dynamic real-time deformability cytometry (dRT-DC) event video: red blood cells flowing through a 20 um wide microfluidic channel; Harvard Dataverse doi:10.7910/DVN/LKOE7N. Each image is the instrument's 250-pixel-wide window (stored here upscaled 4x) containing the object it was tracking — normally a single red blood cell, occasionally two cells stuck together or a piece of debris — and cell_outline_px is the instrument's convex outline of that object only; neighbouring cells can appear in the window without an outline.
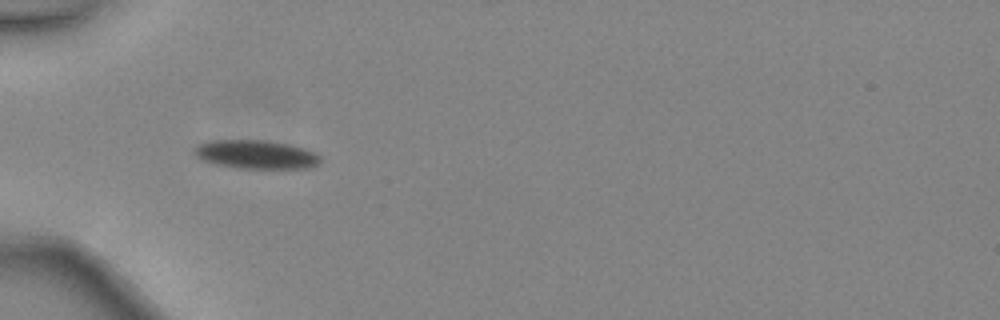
{"species": "common noctule bat (a hibernating species)", "species_latin": "Nyctalus noctula", "temperature_condition": "warm", "stored_images_in_passage": 31, "camera_frame_rate_fps": 3000, "um_per_image_px": 0.085, "animal": {"sex": "female", "body_mass_g": 24.6, "forearm_length_mm": 56.2}, "frame": {"image": 1, "passage_image": 1, "time_ms": 0.0, "image_size_px": [1000, 320], "cell_outline_px": [[320, 164], [308, 168], [236, 168], [212, 164], [200, 160], [192, 152], [196, 144], [208, 140], [264, 140], [288, 144], [304, 148], [316, 152], [320, 156]], "centroid_in_image_um": [21.7, 13.13], "position_along_channel_um": 63.3, "area_um2": 21.44}}
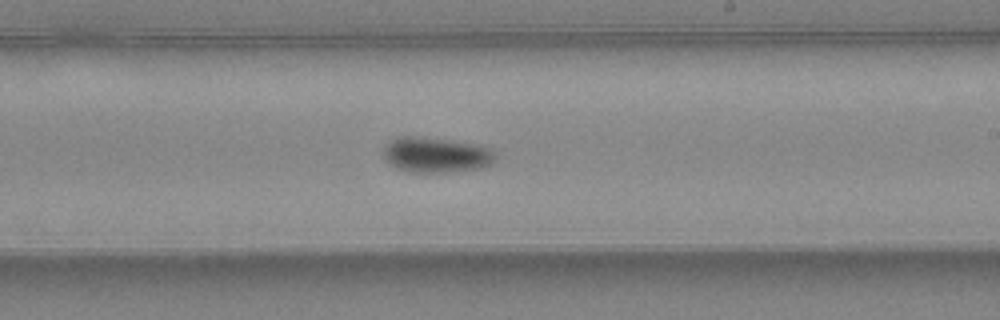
{"frame": {"image": 2, "passage_image": 14, "time_ms": 4.333, "image_size_px": [1000, 320], "cell_outline_px": [[496, 160], [492, 164], [484, 168], [448, 172], [408, 172], [396, 168], [388, 164], [384, 160], [384, 148], [392, 140], [400, 136], [412, 136], [480, 144], [492, 148], [496, 156]], "centroid_in_image_um": [37.11, 13.18], "position_along_channel_um": 251.9, "area_um2": 23.29}}
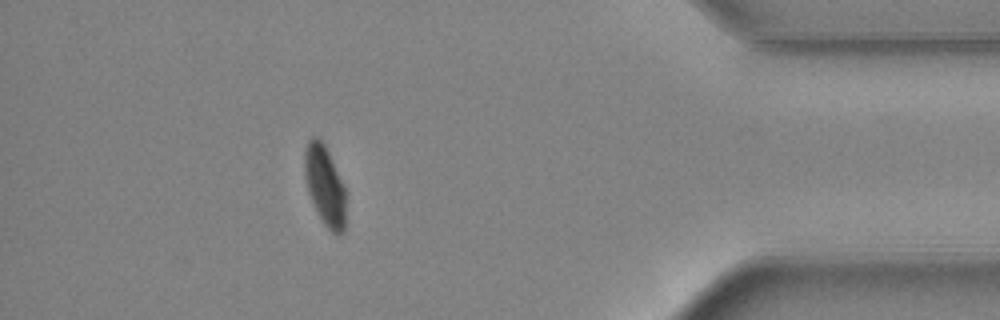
{"frame": {"image": 3, "passage_image": 27, "time_ms": 8.667, "image_size_px": [1000, 320], "cell_outline_px": [[344, 232], [332, 232], [324, 224], [308, 192], [304, 176], [304, 148], [308, 140], [312, 136], [316, 136], [324, 144], [328, 152], [344, 188]], "centroid_in_image_um": [27.56, 15.71], "position_along_channel_um": 407.6, "area_um2": 18.55}, "authors_computed_cell_mechanics": {"area_um2": 21.675, "velocity_mm_per_s": 4.4999, "shape_relaxation_time_tau1_ms": 3.4202, "shape_relaxation_time_tau2_ms": null, "deformation_change_tau1": 0.1191, "deformation_change_tau2": null}}